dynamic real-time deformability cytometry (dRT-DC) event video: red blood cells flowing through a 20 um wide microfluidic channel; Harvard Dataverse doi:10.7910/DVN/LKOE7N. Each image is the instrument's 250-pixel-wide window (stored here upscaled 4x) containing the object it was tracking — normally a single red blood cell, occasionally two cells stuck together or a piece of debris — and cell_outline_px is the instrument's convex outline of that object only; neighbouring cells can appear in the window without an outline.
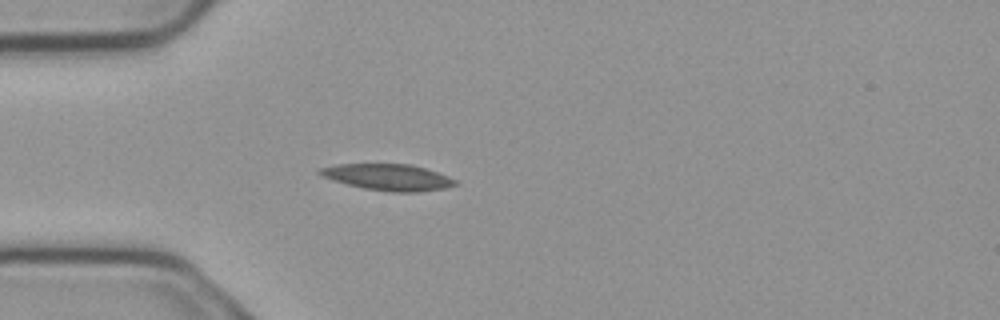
{"species": "common noctule bat (a hibernating species)", "species_latin": "Nyctalus noctula", "temperature_condition": "cold", "stored_images_in_passage": 1, "camera_frame_rate_fps": 3000, "um_per_image_px": 0.085, "animal": {"sex": "male", "body_mass_g": 23.1, "forearm_length_mm": 52.7}, "frame": {"image": 1, "passage_image": 1, "time_ms": 0.0, "image_size_px": [1000, 320], "cell_outline_px": [[460, 184], [444, 188], [420, 192], [392, 192], [364, 188], [332, 180], [320, 176], [316, 172], [320, 168], [336, 164], [412, 164], [448, 176], [456, 180]], "centroid_in_image_um": [32.97, 15.06], "position_along_channel_um": 52.0, "area_um2": 20.81}}